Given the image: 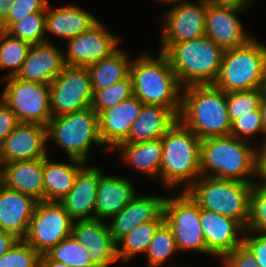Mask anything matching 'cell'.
<instances>
[{"mask_svg":"<svg viewBox=\"0 0 266 267\" xmlns=\"http://www.w3.org/2000/svg\"><path fill=\"white\" fill-rule=\"evenodd\" d=\"M260 112L263 120V128L266 132V88H263V93L260 100Z\"/></svg>","mask_w":266,"mask_h":267,"instance_id":"50","label":"cell"},{"mask_svg":"<svg viewBox=\"0 0 266 267\" xmlns=\"http://www.w3.org/2000/svg\"><path fill=\"white\" fill-rule=\"evenodd\" d=\"M260 179L266 181V148H260Z\"/></svg>","mask_w":266,"mask_h":267,"instance_id":"48","label":"cell"},{"mask_svg":"<svg viewBox=\"0 0 266 267\" xmlns=\"http://www.w3.org/2000/svg\"><path fill=\"white\" fill-rule=\"evenodd\" d=\"M132 95V78L129 75L127 78L116 82L110 87L93 92L90 107L99 115L104 109L115 106L119 102L130 98Z\"/></svg>","mask_w":266,"mask_h":267,"instance_id":"36","label":"cell"},{"mask_svg":"<svg viewBox=\"0 0 266 267\" xmlns=\"http://www.w3.org/2000/svg\"><path fill=\"white\" fill-rule=\"evenodd\" d=\"M261 148H266V142H265V144Z\"/></svg>","mask_w":266,"mask_h":267,"instance_id":"55","label":"cell"},{"mask_svg":"<svg viewBox=\"0 0 266 267\" xmlns=\"http://www.w3.org/2000/svg\"><path fill=\"white\" fill-rule=\"evenodd\" d=\"M38 201L8 187L0 191V230L23 239Z\"/></svg>","mask_w":266,"mask_h":267,"instance_id":"23","label":"cell"},{"mask_svg":"<svg viewBox=\"0 0 266 267\" xmlns=\"http://www.w3.org/2000/svg\"><path fill=\"white\" fill-rule=\"evenodd\" d=\"M213 85L226 93L266 88V46L253 37L242 46L226 49Z\"/></svg>","mask_w":266,"mask_h":267,"instance_id":"6","label":"cell"},{"mask_svg":"<svg viewBox=\"0 0 266 267\" xmlns=\"http://www.w3.org/2000/svg\"><path fill=\"white\" fill-rule=\"evenodd\" d=\"M86 163L71 159L70 162H57L44 157V202L60 203L71 191L78 171Z\"/></svg>","mask_w":266,"mask_h":267,"instance_id":"28","label":"cell"},{"mask_svg":"<svg viewBox=\"0 0 266 267\" xmlns=\"http://www.w3.org/2000/svg\"><path fill=\"white\" fill-rule=\"evenodd\" d=\"M177 252L174 233L164 222L157 229L146 252L148 267H162Z\"/></svg>","mask_w":266,"mask_h":267,"instance_id":"33","label":"cell"},{"mask_svg":"<svg viewBox=\"0 0 266 267\" xmlns=\"http://www.w3.org/2000/svg\"><path fill=\"white\" fill-rule=\"evenodd\" d=\"M165 200L166 197L137 193L121 212L109 219L108 227L114 242L117 244L139 224L165 220Z\"/></svg>","mask_w":266,"mask_h":267,"instance_id":"19","label":"cell"},{"mask_svg":"<svg viewBox=\"0 0 266 267\" xmlns=\"http://www.w3.org/2000/svg\"><path fill=\"white\" fill-rule=\"evenodd\" d=\"M263 88L232 91L227 93V106L231 123L237 118L251 114L260 107Z\"/></svg>","mask_w":266,"mask_h":267,"instance_id":"37","label":"cell"},{"mask_svg":"<svg viewBox=\"0 0 266 267\" xmlns=\"http://www.w3.org/2000/svg\"><path fill=\"white\" fill-rule=\"evenodd\" d=\"M92 98L91 81L84 66H65L50 83L52 117L84 110L91 106Z\"/></svg>","mask_w":266,"mask_h":267,"instance_id":"13","label":"cell"},{"mask_svg":"<svg viewBox=\"0 0 266 267\" xmlns=\"http://www.w3.org/2000/svg\"><path fill=\"white\" fill-rule=\"evenodd\" d=\"M143 103L135 96L123 100L115 106L104 109L99 114V135L103 145L113 151L130 132L133 121L139 115Z\"/></svg>","mask_w":266,"mask_h":267,"instance_id":"20","label":"cell"},{"mask_svg":"<svg viewBox=\"0 0 266 267\" xmlns=\"http://www.w3.org/2000/svg\"><path fill=\"white\" fill-rule=\"evenodd\" d=\"M34 267H45V265L39 261Z\"/></svg>","mask_w":266,"mask_h":267,"instance_id":"54","label":"cell"},{"mask_svg":"<svg viewBox=\"0 0 266 267\" xmlns=\"http://www.w3.org/2000/svg\"><path fill=\"white\" fill-rule=\"evenodd\" d=\"M49 0H14L10 4L7 19L0 25V30L7 31L15 22L35 12H46Z\"/></svg>","mask_w":266,"mask_h":267,"instance_id":"41","label":"cell"},{"mask_svg":"<svg viewBox=\"0 0 266 267\" xmlns=\"http://www.w3.org/2000/svg\"><path fill=\"white\" fill-rule=\"evenodd\" d=\"M161 16L160 50L164 52L171 44L180 43L205 35L207 2L205 0L180 1L171 4ZM174 5V6H173Z\"/></svg>","mask_w":266,"mask_h":267,"instance_id":"12","label":"cell"},{"mask_svg":"<svg viewBox=\"0 0 266 267\" xmlns=\"http://www.w3.org/2000/svg\"><path fill=\"white\" fill-rule=\"evenodd\" d=\"M6 83L0 98L14 112L19 123L47 126L50 111V85L24 81L16 76L2 79Z\"/></svg>","mask_w":266,"mask_h":267,"instance_id":"10","label":"cell"},{"mask_svg":"<svg viewBox=\"0 0 266 267\" xmlns=\"http://www.w3.org/2000/svg\"><path fill=\"white\" fill-rule=\"evenodd\" d=\"M130 76L133 95L143 104L167 107L179 117L183 87L163 52L156 58L141 53L131 63Z\"/></svg>","mask_w":266,"mask_h":267,"instance_id":"2","label":"cell"},{"mask_svg":"<svg viewBox=\"0 0 266 267\" xmlns=\"http://www.w3.org/2000/svg\"><path fill=\"white\" fill-rule=\"evenodd\" d=\"M201 207L187 191L166 196L164 219L174 233L179 252L206 255V242L200 224Z\"/></svg>","mask_w":266,"mask_h":267,"instance_id":"9","label":"cell"},{"mask_svg":"<svg viewBox=\"0 0 266 267\" xmlns=\"http://www.w3.org/2000/svg\"><path fill=\"white\" fill-rule=\"evenodd\" d=\"M178 120L201 140L230 135L227 93L213 84L183 87Z\"/></svg>","mask_w":266,"mask_h":267,"instance_id":"3","label":"cell"},{"mask_svg":"<svg viewBox=\"0 0 266 267\" xmlns=\"http://www.w3.org/2000/svg\"><path fill=\"white\" fill-rule=\"evenodd\" d=\"M19 239L12 233L0 230V257L4 255Z\"/></svg>","mask_w":266,"mask_h":267,"instance_id":"45","label":"cell"},{"mask_svg":"<svg viewBox=\"0 0 266 267\" xmlns=\"http://www.w3.org/2000/svg\"><path fill=\"white\" fill-rule=\"evenodd\" d=\"M178 117L167 107L143 104L133 121L128 137L122 143H140L160 139Z\"/></svg>","mask_w":266,"mask_h":267,"instance_id":"26","label":"cell"},{"mask_svg":"<svg viewBox=\"0 0 266 267\" xmlns=\"http://www.w3.org/2000/svg\"><path fill=\"white\" fill-rule=\"evenodd\" d=\"M245 230L266 233V181L254 183L250 199V214Z\"/></svg>","mask_w":266,"mask_h":267,"instance_id":"38","label":"cell"},{"mask_svg":"<svg viewBox=\"0 0 266 267\" xmlns=\"http://www.w3.org/2000/svg\"><path fill=\"white\" fill-rule=\"evenodd\" d=\"M52 260L70 267H95L87 249L72 235L62 240L46 253Z\"/></svg>","mask_w":266,"mask_h":267,"instance_id":"34","label":"cell"},{"mask_svg":"<svg viewBox=\"0 0 266 267\" xmlns=\"http://www.w3.org/2000/svg\"><path fill=\"white\" fill-rule=\"evenodd\" d=\"M40 261L45 265V267H70L64 263L52 260L47 254L41 255Z\"/></svg>","mask_w":266,"mask_h":267,"instance_id":"49","label":"cell"},{"mask_svg":"<svg viewBox=\"0 0 266 267\" xmlns=\"http://www.w3.org/2000/svg\"><path fill=\"white\" fill-rule=\"evenodd\" d=\"M120 159L143 175L158 179L163 158L162 138L140 143H121L115 149Z\"/></svg>","mask_w":266,"mask_h":267,"instance_id":"29","label":"cell"},{"mask_svg":"<svg viewBox=\"0 0 266 267\" xmlns=\"http://www.w3.org/2000/svg\"><path fill=\"white\" fill-rule=\"evenodd\" d=\"M47 139L63 148L67 158L88 164L91 147H102L99 115L91 107L52 117L47 125Z\"/></svg>","mask_w":266,"mask_h":267,"instance_id":"8","label":"cell"},{"mask_svg":"<svg viewBox=\"0 0 266 267\" xmlns=\"http://www.w3.org/2000/svg\"><path fill=\"white\" fill-rule=\"evenodd\" d=\"M71 235L84 245L95 267H111L118 262L117 244L110 234L108 222L97 218L74 220Z\"/></svg>","mask_w":266,"mask_h":267,"instance_id":"17","label":"cell"},{"mask_svg":"<svg viewBox=\"0 0 266 267\" xmlns=\"http://www.w3.org/2000/svg\"><path fill=\"white\" fill-rule=\"evenodd\" d=\"M226 267H259L254 255L242 243L223 257Z\"/></svg>","mask_w":266,"mask_h":267,"instance_id":"43","label":"cell"},{"mask_svg":"<svg viewBox=\"0 0 266 267\" xmlns=\"http://www.w3.org/2000/svg\"><path fill=\"white\" fill-rule=\"evenodd\" d=\"M120 40L99 21L91 29L67 41L64 63L66 66L84 67L96 63L113 53L119 47Z\"/></svg>","mask_w":266,"mask_h":267,"instance_id":"14","label":"cell"},{"mask_svg":"<svg viewBox=\"0 0 266 267\" xmlns=\"http://www.w3.org/2000/svg\"><path fill=\"white\" fill-rule=\"evenodd\" d=\"M18 124L14 112L0 98V146Z\"/></svg>","mask_w":266,"mask_h":267,"instance_id":"44","label":"cell"},{"mask_svg":"<svg viewBox=\"0 0 266 267\" xmlns=\"http://www.w3.org/2000/svg\"><path fill=\"white\" fill-rule=\"evenodd\" d=\"M155 1H157L156 3H160V4L163 3V5H165V6L168 4V6H169L170 4L177 3L180 1H185V0H155Z\"/></svg>","mask_w":266,"mask_h":267,"instance_id":"52","label":"cell"},{"mask_svg":"<svg viewBox=\"0 0 266 267\" xmlns=\"http://www.w3.org/2000/svg\"><path fill=\"white\" fill-rule=\"evenodd\" d=\"M254 183L200 176L186 191L201 208L238 221L246 228Z\"/></svg>","mask_w":266,"mask_h":267,"instance_id":"7","label":"cell"},{"mask_svg":"<svg viewBox=\"0 0 266 267\" xmlns=\"http://www.w3.org/2000/svg\"><path fill=\"white\" fill-rule=\"evenodd\" d=\"M117 48L108 57L86 66L92 92L105 89L130 75V67L133 59L127 52Z\"/></svg>","mask_w":266,"mask_h":267,"instance_id":"30","label":"cell"},{"mask_svg":"<svg viewBox=\"0 0 266 267\" xmlns=\"http://www.w3.org/2000/svg\"><path fill=\"white\" fill-rule=\"evenodd\" d=\"M136 195L135 184L128 178L103 173L97 185L95 218L109 220L121 212Z\"/></svg>","mask_w":266,"mask_h":267,"instance_id":"25","label":"cell"},{"mask_svg":"<svg viewBox=\"0 0 266 267\" xmlns=\"http://www.w3.org/2000/svg\"><path fill=\"white\" fill-rule=\"evenodd\" d=\"M64 52L53 42L31 45L16 77L24 81L50 85L66 66Z\"/></svg>","mask_w":266,"mask_h":267,"instance_id":"21","label":"cell"},{"mask_svg":"<svg viewBox=\"0 0 266 267\" xmlns=\"http://www.w3.org/2000/svg\"><path fill=\"white\" fill-rule=\"evenodd\" d=\"M47 126L36 123H19L0 146L3 164L36 160L49 156Z\"/></svg>","mask_w":266,"mask_h":267,"instance_id":"16","label":"cell"},{"mask_svg":"<svg viewBox=\"0 0 266 267\" xmlns=\"http://www.w3.org/2000/svg\"><path fill=\"white\" fill-rule=\"evenodd\" d=\"M6 186L4 164L0 161V191Z\"/></svg>","mask_w":266,"mask_h":267,"instance_id":"51","label":"cell"},{"mask_svg":"<svg viewBox=\"0 0 266 267\" xmlns=\"http://www.w3.org/2000/svg\"><path fill=\"white\" fill-rule=\"evenodd\" d=\"M41 255L23 239H19L0 257V267H34Z\"/></svg>","mask_w":266,"mask_h":267,"instance_id":"40","label":"cell"},{"mask_svg":"<svg viewBox=\"0 0 266 267\" xmlns=\"http://www.w3.org/2000/svg\"><path fill=\"white\" fill-rule=\"evenodd\" d=\"M200 224L206 242V256L224 257L243 243L245 228L232 218L201 208Z\"/></svg>","mask_w":266,"mask_h":267,"instance_id":"18","label":"cell"},{"mask_svg":"<svg viewBox=\"0 0 266 267\" xmlns=\"http://www.w3.org/2000/svg\"><path fill=\"white\" fill-rule=\"evenodd\" d=\"M102 174L100 167L87 163L78 171L74 186L60 202L73 220L95 219L97 185Z\"/></svg>","mask_w":266,"mask_h":267,"instance_id":"22","label":"cell"},{"mask_svg":"<svg viewBox=\"0 0 266 267\" xmlns=\"http://www.w3.org/2000/svg\"><path fill=\"white\" fill-rule=\"evenodd\" d=\"M165 220H154L139 224L117 243V258L122 263H127L135 255L146 254L151 240L157 229Z\"/></svg>","mask_w":266,"mask_h":267,"instance_id":"31","label":"cell"},{"mask_svg":"<svg viewBox=\"0 0 266 267\" xmlns=\"http://www.w3.org/2000/svg\"><path fill=\"white\" fill-rule=\"evenodd\" d=\"M258 133L264 135V139H261L262 142L258 144V147L261 148L266 142V132L263 128L260 107L255 111H251V114H245L231 123L230 135L238 139L253 143L251 139L253 136H258Z\"/></svg>","mask_w":266,"mask_h":267,"instance_id":"39","label":"cell"},{"mask_svg":"<svg viewBox=\"0 0 266 267\" xmlns=\"http://www.w3.org/2000/svg\"><path fill=\"white\" fill-rule=\"evenodd\" d=\"M243 244L254 255L259 267H266V233L245 230Z\"/></svg>","mask_w":266,"mask_h":267,"instance_id":"42","label":"cell"},{"mask_svg":"<svg viewBox=\"0 0 266 267\" xmlns=\"http://www.w3.org/2000/svg\"><path fill=\"white\" fill-rule=\"evenodd\" d=\"M254 144L233 135L201 140V176L256 183L260 179V148Z\"/></svg>","mask_w":266,"mask_h":267,"instance_id":"1","label":"cell"},{"mask_svg":"<svg viewBox=\"0 0 266 267\" xmlns=\"http://www.w3.org/2000/svg\"><path fill=\"white\" fill-rule=\"evenodd\" d=\"M45 17L46 12L32 13L15 22L6 32L31 45L51 42V39L46 37Z\"/></svg>","mask_w":266,"mask_h":267,"instance_id":"35","label":"cell"},{"mask_svg":"<svg viewBox=\"0 0 266 267\" xmlns=\"http://www.w3.org/2000/svg\"><path fill=\"white\" fill-rule=\"evenodd\" d=\"M244 10L233 5L207 3L205 35L224 50L246 44L254 35L238 18Z\"/></svg>","mask_w":266,"mask_h":267,"instance_id":"15","label":"cell"},{"mask_svg":"<svg viewBox=\"0 0 266 267\" xmlns=\"http://www.w3.org/2000/svg\"><path fill=\"white\" fill-rule=\"evenodd\" d=\"M100 20L84 10L83 7L74 4L52 7L47 4L45 17V32L69 40L82 32L91 29Z\"/></svg>","mask_w":266,"mask_h":267,"instance_id":"24","label":"cell"},{"mask_svg":"<svg viewBox=\"0 0 266 267\" xmlns=\"http://www.w3.org/2000/svg\"><path fill=\"white\" fill-rule=\"evenodd\" d=\"M73 219L58 202H38L23 240L40 255L71 236Z\"/></svg>","mask_w":266,"mask_h":267,"instance_id":"11","label":"cell"},{"mask_svg":"<svg viewBox=\"0 0 266 267\" xmlns=\"http://www.w3.org/2000/svg\"><path fill=\"white\" fill-rule=\"evenodd\" d=\"M31 44L0 30V68L8 69L2 78L16 76L25 61Z\"/></svg>","mask_w":266,"mask_h":267,"instance_id":"32","label":"cell"},{"mask_svg":"<svg viewBox=\"0 0 266 267\" xmlns=\"http://www.w3.org/2000/svg\"><path fill=\"white\" fill-rule=\"evenodd\" d=\"M224 49L203 35L171 44L163 53L182 87L213 84L218 77Z\"/></svg>","mask_w":266,"mask_h":267,"instance_id":"5","label":"cell"},{"mask_svg":"<svg viewBox=\"0 0 266 267\" xmlns=\"http://www.w3.org/2000/svg\"><path fill=\"white\" fill-rule=\"evenodd\" d=\"M207 3L233 5L243 9H248L255 0H205ZM248 7V8H247Z\"/></svg>","mask_w":266,"mask_h":267,"instance_id":"46","label":"cell"},{"mask_svg":"<svg viewBox=\"0 0 266 267\" xmlns=\"http://www.w3.org/2000/svg\"><path fill=\"white\" fill-rule=\"evenodd\" d=\"M201 139L179 120L162 137L161 184L186 191L201 176ZM183 188V189H182Z\"/></svg>","mask_w":266,"mask_h":267,"instance_id":"4","label":"cell"},{"mask_svg":"<svg viewBox=\"0 0 266 267\" xmlns=\"http://www.w3.org/2000/svg\"><path fill=\"white\" fill-rule=\"evenodd\" d=\"M44 158L4 164L6 187L44 201Z\"/></svg>","mask_w":266,"mask_h":267,"instance_id":"27","label":"cell"},{"mask_svg":"<svg viewBox=\"0 0 266 267\" xmlns=\"http://www.w3.org/2000/svg\"><path fill=\"white\" fill-rule=\"evenodd\" d=\"M219 260H221V261H219V262H221V266L222 267H226V264H225V261H224V259H223V257H217ZM172 267H174V265H172Z\"/></svg>","mask_w":266,"mask_h":267,"instance_id":"53","label":"cell"},{"mask_svg":"<svg viewBox=\"0 0 266 267\" xmlns=\"http://www.w3.org/2000/svg\"><path fill=\"white\" fill-rule=\"evenodd\" d=\"M14 0H0V25L7 19L10 11V4Z\"/></svg>","mask_w":266,"mask_h":267,"instance_id":"47","label":"cell"}]
</instances>
